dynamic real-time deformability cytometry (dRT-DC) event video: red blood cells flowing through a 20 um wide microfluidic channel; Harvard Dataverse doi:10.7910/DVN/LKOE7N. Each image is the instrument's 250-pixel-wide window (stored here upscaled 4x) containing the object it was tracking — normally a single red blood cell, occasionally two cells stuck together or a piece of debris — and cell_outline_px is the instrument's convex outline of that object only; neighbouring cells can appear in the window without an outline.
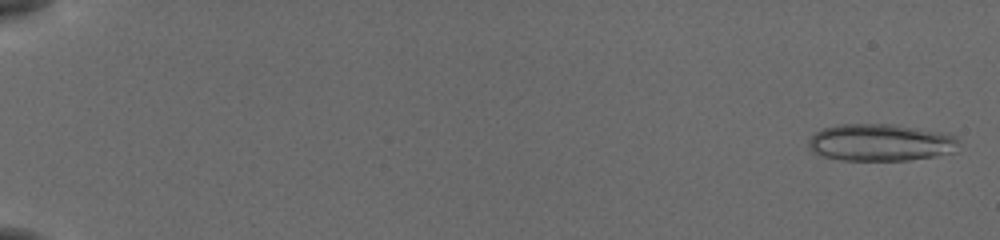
{"species": "common noctule bat (a hibernating species)", "species_latin": "Nyctalus noctula", "temperature_condition": "cold", "stored_images_in_passage": 57, "camera_frame_rate_fps": 3000, "um_per_image_px": 0.085, "animal": {"sex": "female", "body_mass_g": 19.5, "forearm_length_mm": 54.1}, "frame": {"image": 1, "passage_image": 2, "time_ms": 0.333, "image_size_px": [1000, 240], "cell_outline_px": [[960, 144], [956, 152], [936, 156], [908, 160], [844, 160], [824, 156], [812, 152], [808, 148], [808, 140], [816, 132], [824, 128], [840, 124], [892, 124], [948, 132], [956, 136]], "centroid_in_image_um": [74.91, 12.11], "position_along_channel_um": 10.1, "area_um2": 32.89}}
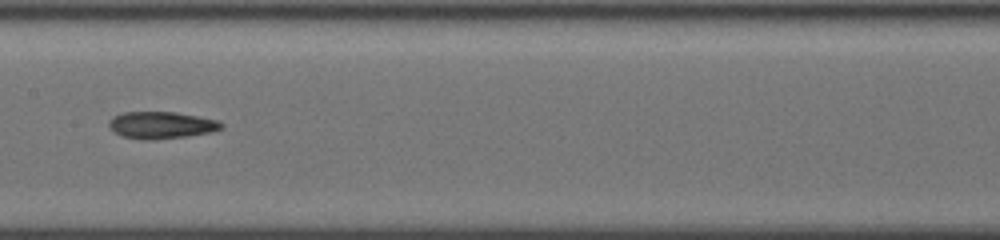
{"frame": {"image": 2, "passage_image": 32, "time_ms": 10.333, "image_size_px": [1000, 240], "cell_outline_px": [[224, 128], [212, 132], [188, 136], [152, 140], [144, 140], [124, 136], [116, 132], [108, 124], [112, 116], [124, 112], [176, 112], [220, 120], [224, 124]], "centroid_in_image_um": [13.78, 10.63], "position_along_channel_um": 193.6, "area_um2": 17.74}}
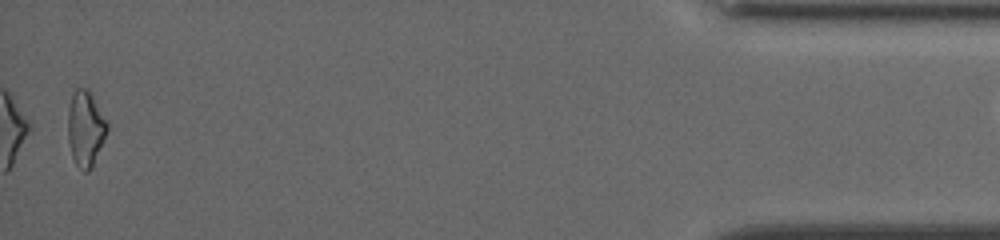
{"frame": {"image": 3, "passage_image": 56, "time_ms": 18.333, "image_size_px": [1000, 240], "cell_outline_px": [[108, 128], [92, 168], [88, 172], [84, 172], [76, 164], [72, 156], [68, 140], [68, 108], [72, 96], [76, 88], [88, 88], [108, 124]], "centroid_in_image_um": [7.25, 10.93], "position_along_channel_um": 427.9, "area_um2": 17.05}}